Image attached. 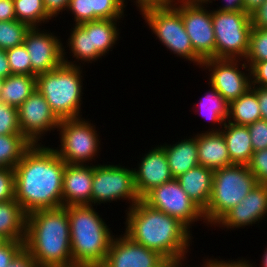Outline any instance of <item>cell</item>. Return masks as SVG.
Wrapping results in <instances>:
<instances>
[{
  "mask_svg": "<svg viewBox=\"0 0 267 267\" xmlns=\"http://www.w3.org/2000/svg\"><path fill=\"white\" fill-rule=\"evenodd\" d=\"M45 144L32 145L14 168L15 200L27 214L62 207L66 163Z\"/></svg>",
  "mask_w": 267,
  "mask_h": 267,
  "instance_id": "6da1fadb",
  "label": "cell"
},
{
  "mask_svg": "<svg viewBox=\"0 0 267 267\" xmlns=\"http://www.w3.org/2000/svg\"><path fill=\"white\" fill-rule=\"evenodd\" d=\"M124 211L125 231L119 232L165 258L189 257L193 232L178 219L150 207L142 199Z\"/></svg>",
  "mask_w": 267,
  "mask_h": 267,
  "instance_id": "7a4b0ae2",
  "label": "cell"
},
{
  "mask_svg": "<svg viewBox=\"0 0 267 267\" xmlns=\"http://www.w3.org/2000/svg\"><path fill=\"white\" fill-rule=\"evenodd\" d=\"M24 248L38 267L73 265L67 206L28 213Z\"/></svg>",
  "mask_w": 267,
  "mask_h": 267,
  "instance_id": "3957f363",
  "label": "cell"
},
{
  "mask_svg": "<svg viewBox=\"0 0 267 267\" xmlns=\"http://www.w3.org/2000/svg\"><path fill=\"white\" fill-rule=\"evenodd\" d=\"M96 209L93 205L67 206L73 265L100 267L106 259L114 233Z\"/></svg>",
  "mask_w": 267,
  "mask_h": 267,
  "instance_id": "277c9868",
  "label": "cell"
},
{
  "mask_svg": "<svg viewBox=\"0 0 267 267\" xmlns=\"http://www.w3.org/2000/svg\"><path fill=\"white\" fill-rule=\"evenodd\" d=\"M85 72L83 67L62 63L56 69L36 76L37 90L59 120L82 117Z\"/></svg>",
  "mask_w": 267,
  "mask_h": 267,
  "instance_id": "5b68a950",
  "label": "cell"
},
{
  "mask_svg": "<svg viewBox=\"0 0 267 267\" xmlns=\"http://www.w3.org/2000/svg\"><path fill=\"white\" fill-rule=\"evenodd\" d=\"M248 165L233 164L213 172L212 193L203 210L206 226L212 227L257 184Z\"/></svg>",
  "mask_w": 267,
  "mask_h": 267,
  "instance_id": "8992f818",
  "label": "cell"
},
{
  "mask_svg": "<svg viewBox=\"0 0 267 267\" xmlns=\"http://www.w3.org/2000/svg\"><path fill=\"white\" fill-rule=\"evenodd\" d=\"M98 129L85 117L60 120L57 129L60 144L51 148L66 164H99L96 159H99L102 148Z\"/></svg>",
  "mask_w": 267,
  "mask_h": 267,
  "instance_id": "52a82bcc",
  "label": "cell"
},
{
  "mask_svg": "<svg viewBox=\"0 0 267 267\" xmlns=\"http://www.w3.org/2000/svg\"><path fill=\"white\" fill-rule=\"evenodd\" d=\"M141 16L146 27L151 29L156 40L158 39L167 51L201 68L203 60L193 50L181 14L170 3L145 11Z\"/></svg>",
  "mask_w": 267,
  "mask_h": 267,
  "instance_id": "ba28073f",
  "label": "cell"
},
{
  "mask_svg": "<svg viewBox=\"0 0 267 267\" xmlns=\"http://www.w3.org/2000/svg\"><path fill=\"white\" fill-rule=\"evenodd\" d=\"M215 59H245L252 30L250 15L244 11L212 8Z\"/></svg>",
  "mask_w": 267,
  "mask_h": 267,
  "instance_id": "9c48e42d",
  "label": "cell"
},
{
  "mask_svg": "<svg viewBox=\"0 0 267 267\" xmlns=\"http://www.w3.org/2000/svg\"><path fill=\"white\" fill-rule=\"evenodd\" d=\"M109 163L94 165L91 205L97 207L102 203L110 205L126 200V205L129 204L126 209H129L140 200L135 189L133 167Z\"/></svg>",
  "mask_w": 267,
  "mask_h": 267,
  "instance_id": "30bf717a",
  "label": "cell"
},
{
  "mask_svg": "<svg viewBox=\"0 0 267 267\" xmlns=\"http://www.w3.org/2000/svg\"><path fill=\"white\" fill-rule=\"evenodd\" d=\"M170 4L181 14L194 52L202 60L215 58V35L209 2L176 0Z\"/></svg>",
  "mask_w": 267,
  "mask_h": 267,
  "instance_id": "8fae6325",
  "label": "cell"
},
{
  "mask_svg": "<svg viewBox=\"0 0 267 267\" xmlns=\"http://www.w3.org/2000/svg\"><path fill=\"white\" fill-rule=\"evenodd\" d=\"M142 200L150 207L178 219L191 232L195 222L206 224L203 210L188 197L176 178L153 188Z\"/></svg>",
  "mask_w": 267,
  "mask_h": 267,
  "instance_id": "7c38bea8",
  "label": "cell"
},
{
  "mask_svg": "<svg viewBox=\"0 0 267 267\" xmlns=\"http://www.w3.org/2000/svg\"><path fill=\"white\" fill-rule=\"evenodd\" d=\"M200 70L205 71L206 74L209 72L207 82L211 84L228 103L238 99L252 86L250 67L243 59L209 58L203 60Z\"/></svg>",
  "mask_w": 267,
  "mask_h": 267,
  "instance_id": "4fadbf2b",
  "label": "cell"
},
{
  "mask_svg": "<svg viewBox=\"0 0 267 267\" xmlns=\"http://www.w3.org/2000/svg\"><path fill=\"white\" fill-rule=\"evenodd\" d=\"M17 111L20 132L32 145L44 143L42 140L46 139L45 136L55 132L60 124V120L37 88Z\"/></svg>",
  "mask_w": 267,
  "mask_h": 267,
  "instance_id": "5bb4252c",
  "label": "cell"
},
{
  "mask_svg": "<svg viewBox=\"0 0 267 267\" xmlns=\"http://www.w3.org/2000/svg\"><path fill=\"white\" fill-rule=\"evenodd\" d=\"M42 28L30 27L23 43L32 64V76L50 72L63 63L62 46L66 42L54 31Z\"/></svg>",
  "mask_w": 267,
  "mask_h": 267,
  "instance_id": "9a60e30c",
  "label": "cell"
},
{
  "mask_svg": "<svg viewBox=\"0 0 267 267\" xmlns=\"http://www.w3.org/2000/svg\"><path fill=\"white\" fill-rule=\"evenodd\" d=\"M267 185L257 183L255 187L229 210L215 225L228 230L244 229L254 224L267 221ZM263 220V221H262ZM226 229V230H225Z\"/></svg>",
  "mask_w": 267,
  "mask_h": 267,
  "instance_id": "2e32d148",
  "label": "cell"
},
{
  "mask_svg": "<svg viewBox=\"0 0 267 267\" xmlns=\"http://www.w3.org/2000/svg\"><path fill=\"white\" fill-rule=\"evenodd\" d=\"M165 259L157 251L146 248L121 233L114 234L106 259L100 267H157Z\"/></svg>",
  "mask_w": 267,
  "mask_h": 267,
  "instance_id": "e0dca14e",
  "label": "cell"
},
{
  "mask_svg": "<svg viewBox=\"0 0 267 267\" xmlns=\"http://www.w3.org/2000/svg\"><path fill=\"white\" fill-rule=\"evenodd\" d=\"M141 158V159H140ZM138 158L134 170L135 189L142 199L153 188L173 179L164 149L158 144Z\"/></svg>",
  "mask_w": 267,
  "mask_h": 267,
  "instance_id": "ac0fdd59",
  "label": "cell"
},
{
  "mask_svg": "<svg viewBox=\"0 0 267 267\" xmlns=\"http://www.w3.org/2000/svg\"><path fill=\"white\" fill-rule=\"evenodd\" d=\"M94 165L66 164L62 182V207L91 205Z\"/></svg>",
  "mask_w": 267,
  "mask_h": 267,
  "instance_id": "d6986e66",
  "label": "cell"
},
{
  "mask_svg": "<svg viewBox=\"0 0 267 267\" xmlns=\"http://www.w3.org/2000/svg\"><path fill=\"white\" fill-rule=\"evenodd\" d=\"M199 165L213 171L233 165L221 132H197Z\"/></svg>",
  "mask_w": 267,
  "mask_h": 267,
  "instance_id": "ffe728a7",
  "label": "cell"
},
{
  "mask_svg": "<svg viewBox=\"0 0 267 267\" xmlns=\"http://www.w3.org/2000/svg\"><path fill=\"white\" fill-rule=\"evenodd\" d=\"M192 135L186 136L184 139L181 137L177 142L173 141L171 144L166 142L160 144L166 153L173 178H177L191 168L199 165L197 133Z\"/></svg>",
  "mask_w": 267,
  "mask_h": 267,
  "instance_id": "44dd1931",
  "label": "cell"
},
{
  "mask_svg": "<svg viewBox=\"0 0 267 267\" xmlns=\"http://www.w3.org/2000/svg\"><path fill=\"white\" fill-rule=\"evenodd\" d=\"M68 34L67 43L65 46H62L63 63L84 67L89 63L91 65L93 62H98V59L101 60L103 58L97 50H91L90 34L80 24H72L70 33ZM68 50L70 51L68 54V56L70 55L69 57L67 56ZM68 58L71 59L68 60ZM73 58L75 59L73 60Z\"/></svg>",
  "mask_w": 267,
  "mask_h": 267,
  "instance_id": "7402d4cb",
  "label": "cell"
},
{
  "mask_svg": "<svg viewBox=\"0 0 267 267\" xmlns=\"http://www.w3.org/2000/svg\"><path fill=\"white\" fill-rule=\"evenodd\" d=\"M207 84L210 89L199 98L197 103H193L192 110L195 115H201L200 117L206 122L208 120V123H211L209 129L202 132H220L228 118L229 103L211 84Z\"/></svg>",
  "mask_w": 267,
  "mask_h": 267,
  "instance_id": "603a6c76",
  "label": "cell"
},
{
  "mask_svg": "<svg viewBox=\"0 0 267 267\" xmlns=\"http://www.w3.org/2000/svg\"><path fill=\"white\" fill-rule=\"evenodd\" d=\"M213 170L197 165L176 179L188 197L204 210L212 193Z\"/></svg>",
  "mask_w": 267,
  "mask_h": 267,
  "instance_id": "cb8c5ba5",
  "label": "cell"
},
{
  "mask_svg": "<svg viewBox=\"0 0 267 267\" xmlns=\"http://www.w3.org/2000/svg\"><path fill=\"white\" fill-rule=\"evenodd\" d=\"M121 22L117 19H99L80 25L90 34L91 50H97L105 57L109 51H113L121 38V28H118Z\"/></svg>",
  "mask_w": 267,
  "mask_h": 267,
  "instance_id": "d4e9b609",
  "label": "cell"
},
{
  "mask_svg": "<svg viewBox=\"0 0 267 267\" xmlns=\"http://www.w3.org/2000/svg\"><path fill=\"white\" fill-rule=\"evenodd\" d=\"M223 134L232 164L248 165L254 153L248 127L225 122Z\"/></svg>",
  "mask_w": 267,
  "mask_h": 267,
  "instance_id": "484cf974",
  "label": "cell"
},
{
  "mask_svg": "<svg viewBox=\"0 0 267 267\" xmlns=\"http://www.w3.org/2000/svg\"><path fill=\"white\" fill-rule=\"evenodd\" d=\"M27 213L15 200L0 202V238L9 241H24Z\"/></svg>",
  "mask_w": 267,
  "mask_h": 267,
  "instance_id": "4316f807",
  "label": "cell"
},
{
  "mask_svg": "<svg viewBox=\"0 0 267 267\" xmlns=\"http://www.w3.org/2000/svg\"><path fill=\"white\" fill-rule=\"evenodd\" d=\"M36 89V76L12 74L3 79L0 101L19 107Z\"/></svg>",
  "mask_w": 267,
  "mask_h": 267,
  "instance_id": "83f0119b",
  "label": "cell"
},
{
  "mask_svg": "<svg viewBox=\"0 0 267 267\" xmlns=\"http://www.w3.org/2000/svg\"><path fill=\"white\" fill-rule=\"evenodd\" d=\"M260 119L258 97L251 88L229 103L227 122L248 126Z\"/></svg>",
  "mask_w": 267,
  "mask_h": 267,
  "instance_id": "f1b7e54d",
  "label": "cell"
},
{
  "mask_svg": "<svg viewBox=\"0 0 267 267\" xmlns=\"http://www.w3.org/2000/svg\"><path fill=\"white\" fill-rule=\"evenodd\" d=\"M31 146L22 134L0 135V167L14 169Z\"/></svg>",
  "mask_w": 267,
  "mask_h": 267,
  "instance_id": "f546056e",
  "label": "cell"
},
{
  "mask_svg": "<svg viewBox=\"0 0 267 267\" xmlns=\"http://www.w3.org/2000/svg\"><path fill=\"white\" fill-rule=\"evenodd\" d=\"M16 20L39 27L49 23L52 18L47 14L43 0H13Z\"/></svg>",
  "mask_w": 267,
  "mask_h": 267,
  "instance_id": "4dcf8cb0",
  "label": "cell"
},
{
  "mask_svg": "<svg viewBox=\"0 0 267 267\" xmlns=\"http://www.w3.org/2000/svg\"><path fill=\"white\" fill-rule=\"evenodd\" d=\"M30 26L18 20L0 21V49L22 45Z\"/></svg>",
  "mask_w": 267,
  "mask_h": 267,
  "instance_id": "1f68e13d",
  "label": "cell"
},
{
  "mask_svg": "<svg viewBox=\"0 0 267 267\" xmlns=\"http://www.w3.org/2000/svg\"><path fill=\"white\" fill-rule=\"evenodd\" d=\"M126 8L121 0H90V11H93V21L99 19L124 20Z\"/></svg>",
  "mask_w": 267,
  "mask_h": 267,
  "instance_id": "d6a6232c",
  "label": "cell"
},
{
  "mask_svg": "<svg viewBox=\"0 0 267 267\" xmlns=\"http://www.w3.org/2000/svg\"><path fill=\"white\" fill-rule=\"evenodd\" d=\"M245 62H260L267 60V28L252 27L249 50Z\"/></svg>",
  "mask_w": 267,
  "mask_h": 267,
  "instance_id": "836d02e7",
  "label": "cell"
},
{
  "mask_svg": "<svg viewBox=\"0 0 267 267\" xmlns=\"http://www.w3.org/2000/svg\"><path fill=\"white\" fill-rule=\"evenodd\" d=\"M11 74L32 75V64L24 44L6 50Z\"/></svg>",
  "mask_w": 267,
  "mask_h": 267,
  "instance_id": "e575fe53",
  "label": "cell"
},
{
  "mask_svg": "<svg viewBox=\"0 0 267 267\" xmlns=\"http://www.w3.org/2000/svg\"><path fill=\"white\" fill-rule=\"evenodd\" d=\"M21 134L17 107L0 101V135Z\"/></svg>",
  "mask_w": 267,
  "mask_h": 267,
  "instance_id": "d590c367",
  "label": "cell"
},
{
  "mask_svg": "<svg viewBox=\"0 0 267 267\" xmlns=\"http://www.w3.org/2000/svg\"><path fill=\"white\" fill-rule=\"evenodd\" d=\"M248 167L259 184L267 185V148L254 152Z\"/></svg>",
  "mask_w": 267,
  "mask_h": 267,
  "instance_id": "8d00e7d4",
  "label": "cell"
},
{
  "mask_svg": "<svg viewBox=\"0 0 267 267\" xmlns=\"http://www.w3.org/2000/svg\"><path fill=\"white\" fill-rule=\"evenodd\" d=\"M70 11V12H69ZM67 14H71L73 24L93 21V11H90V0H70Z\"/></svg>",
  "mask_w": 267,
  "mask_h": 267,
  "instance_id": "74e56055",
  "label": "cell"
},
{
  "mask_svg": "<svg viewBox=\"0 0 267 267\" xmlns=\"http://www.w3.org/2000/svg\"><path fill=\"white\" fill-rule=\"evenodd\" d=\"M15 199V174L13 168L0 167V202Z\"/></svg>",
  "mask_w": 267,
  "mask_h": 267,
  "instance_id": "f35d334b",
  "label": "cell"
},
{
  "mask_svg": "<svg viewBox=\"0 0 267 267\" xmlns=\"http://www.w3.org/2000/svg\"><path fill=\"white\" fill-rule=\"evenodd\" d=\"M253 151L267 148V121L260 119L247 126Z\"/></svg>",
  "mask_w": 267,
  "mask_h": 267,
  "instance_id": "ab89813d",
  "label": "cell"
},
{
  "mask_svg": "<svg viewBox=\"0 0 267 267\" xmlns=\"http://www.w3.org/2000/svg\"><path fill=\"white\" fill-rule=\"evenodd\" d=\"M23 248L24 241L2 240L0 242V267H8Z\"/></svg>",
  "mask_w": 267,
  "mask_h": 267,
  "instance_id": "60d3db41",
  "label": "cell"
},
{
  "mask_svg": "<svg viewBox=\"0 0 267 267\" xmlns=\"http://www.w3.org/2000/svg\"><path fill=\"white\" fill-rule=\"evenodd\" d=\"M245 63L250 67L252 86L267 88V60Z\"/></svg>",
  "mask_w": 267,
  "mask_h": 267,
  "instance_id": "b9f144b4",
  "label": "cell"
},
{
  "mask_svg": "<svg viewBox=\"0 0 267 267\" xmlns=\"http://www.w3.org/2000/svg\"><path fill=\"white\" fill-rule=\"evenodd\" d=\"M221 257H206V261L210 264L211 267H257V264L255 265L254 261H250L247 258L245 259L244 257H238L237 259H223ZM241 258V259H240Z\"/></svg>",
  "mask_w": 267,
  "mask_h": 267,
  "instance_id": "7bdbcfd3",
  "label": "cell"
},
{
  "mask_svg": "<svg viewBox=\"0 0 267 267\" xmlns=\"http://www.w3.org/2000/svg\"><path fill=\"white\" fill-rule=\"evenodd\" d=\"M44 7L47 14L54 20L62 15L64 11L67 12L70 0H43Z\"/></svg>",
  "mask_w": 267,
  "mask_h": 267,
  "instance_id": "ee69618b",
  "label": "cell"
},
{
  "mask_svg": "<svg viewBox=\"0 0 267 267\" xmlns=\"http://www.w3.org/2000/svg\"><path fill=\"white\" fill-rule=\"evenodd\" d=\"M131 1V3H135L136 5V9L137 11L140 12V15L145 12L148 11L150 9H155V8H159V7H163L164 5L167 4V2L165 0H129ZM128 0H121L123 7L127 8V4L129 2Z\"/></svg>",
  "mask_w": 267,
  "mask_h": 267,
  "instance_id": "f6af8a7d",
  "label": "cell"
},
{
  "mask_svg": "<svg viewBox=\"0 0 267 267\" xmlns=\"http://www.w3.org/2000/svg\"><path fill=\"white\" fill-rule=\"evenodd\" d=\"M8 267H38L30 253L23 248Z\"/></svg>",
  "mask_w": 267,
  "mask_h": 267,
  "instance_id": "bcb514c9",
  "label": "cell"
},
{
  "mask_svg": "<svg viewBox=\"0 0 267 267\" xmlns=\"http://www.w3.org/2000/svg\"><path fill=\"white\" fill-rule=\"evenodd\" d=\"M251 24L254 28H267V5H262L250 15Z\"/></svg>",
  "mask_w": 267,
  "mask_h": 267,
  "instance_id": "7dc6e473",
  "label": "cell"
},
{
  "mask_svg": "<svg viewBox=\"0 0 267 267\" xmlns=\"http://www.w3.org/2000/svg\"><path fill=\"white\" fill-rule=\"evenodd\" d=\"M13 0H0V21L15 20Z\"/></svg>",
  "mask_w": 267,
  "mask_h": 267,
  "instance_id": "c3c4849f",
  "label": "cell"
},
{
  "mask_svg": "<svg viewBox=\"0 0 267 267\" xmlns=\"http://www.w3.org/2000/svg\"><path fill=\"white\" fill-rule=\"evenodd\" d=\"M251 89L257 94L261 119L267 121V88L251 86Z\"/></svg>",
  "mask_w": 267,
  "mask_h": 267,
  "instance_id": "681fc988",
  "label": "cell"
},
{
  "mask_svg": "<svg viewBox=\"0 0 267 267\" xmlns=\"http://www.w3.org/2000/svg\"><path fill=\"white\" fill-rule=\"evenodd\" d=\"M210 5L216 4L213 1L220 0H207ZM221 5H216L217 7L214 9H218L221 11H243V0H221ZM219 6V7H218Z\"/></svg>",
  "mask_w": 267,
  "mask_h": 267,
  "instance_id": "f907efd6",
  "label": "cell"
},
{
  "mask_svg": "<svg viewBox=\"0 0 267 267\" xmlns=\"http://www.w3.org/2000/svg\"><path fill=\"white\" fill-rule=\"evenodd\" d=\"M11 74L6 50L0 49V78L5 79Z\"/></svg>",
  "mask_w": 267,
  "mask_h": 267,
  "instance_id": "816d5d0a",
  "label": "cell"
},
{
  "mask_svg": "<svg viewBox=\"0 0 267 267\" xmlns=\"http://www.w3.org/2000/svg\"><path fill=\"white\" fill-rule=\"evenodd\" d=\"M265 0H243V11L249 15L259 9Z\"/></svg>",
  "mask_w": 267,
  "mask_h": 267,
  "instance_id": "f5cc1de1",
  "label": "cell"
},
{
  "mask_svg": "<svg viewBox=\"0 0 267 267\" xmlns=\"http://www.w3.org/2000/svg\"><path fill=\"white\" fill-rule=\"evenodd\" d=\"M188 258H166L157 267H182Z\"/></svg>",
  "mask_w": 267,
  "mask_h": 267,
  "instance_id": "db71d44e",
  "label": "cell"
},
{
  "mask_svg": "<svg viewBox=\"0 0 267 267\" xmlns=\"http://www.w3.org/2000/svg\"><path fill=\"white\" fill-rule=\"evenodd\" d=\"M263 255L261 256L262 259L260 261V263L258 264L259 267H267V247H265L264 251H263Z\"/></svg>",
  "mask_w": 267,
  "mask_h": 267,
  "instance_id": "11a10c76",
  "label": "cell"
},
{
  "mask_svg": "<svg viewBox=\"0 0 267 267\" xmlns=\"http://www.w3.org/2000/svg\"><path fill=\"white\" fill-rule=\"evenodd\" d=\"M205 256H206V255H204V257H203V259H202V260H203V261H202L203 263H202L201 266H199V265L197 266V265H196V266H193V267H211L210 264L205 260ZM186 265H187V266H186ZM182 267H192V266L189 265V264H187V262H186Z\"/></svg>",
  "mask_w": 267,
  "mask_h": 267,
  "instance_id": "9f6ffc18",
  "label": "cell"
},
{
  "mask_svg": "<svg viewBox=\"0 0 267 267\" xmlns=\"http://www.w3.org/2000/svg\"><path fill=\"white\" fill-rule=\"evenodd\" d=\"M67 267H98V266H95V265H81V264H74V265L67 266Z\"/></svg>",
  "mask_w": 267,
  "mask_h": 267,
  "instance_id": "6f0895ef",
  "label": "cell"
},
{
  "mask_svg": "<svg viewBox=\"0 0 267 267\" xmlns=\"http://www.w3.org/2000/svg\"><path fill=\"white\" fill-rule=\"evenodd\" d=\"M167 3H171L173 1H176V0H165Z\"/></svg>",
  "mask_w": 267,
  "mask_h": 267,
  "instance_id": "680465c9",
  "label": "cell"
},
{
  "mask_svg": "<svg viewBox=\"0 0 267 267\" xmlns=\"http://www.w3.org/2000/svg\"><path fill=\"white\" fill-rule=\"evenodd\" d=\"M2 81H3V79H2V78H0V88H1Z\"/></svg>",
  "mask_w": 267,
  "mask_h": 267,
  "instance_id": "91938a15",
  "label": "cell"
}]
</instances>
